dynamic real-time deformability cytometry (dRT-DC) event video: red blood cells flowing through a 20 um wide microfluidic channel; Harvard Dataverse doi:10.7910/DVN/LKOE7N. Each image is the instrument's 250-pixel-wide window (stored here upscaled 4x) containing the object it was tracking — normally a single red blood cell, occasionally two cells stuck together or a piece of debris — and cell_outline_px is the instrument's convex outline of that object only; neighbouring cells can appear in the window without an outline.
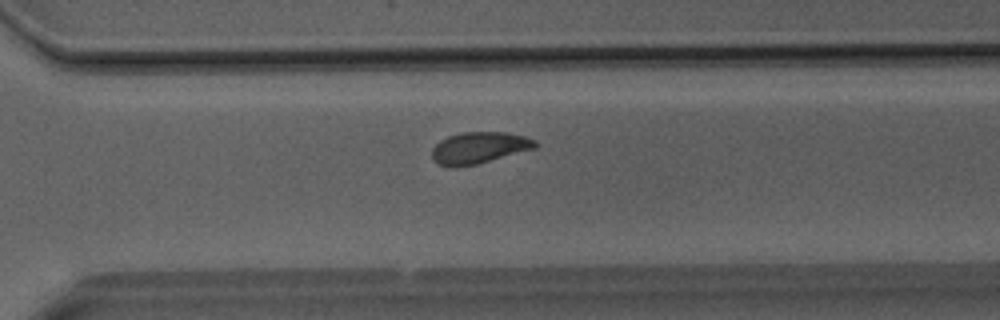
{"species": "Egyptian fruit bat (a non-hibernating species)", "species_latin": "Rousettus aegyptiacus", "temperature_condition": "room temperature", "stored_images_in_passage": 27, "camera_frame_rate_fps": 3000, "um_per_image_px": 0.085, "animal": {"sex": "male"}, "frame": {"image": 1, "passage_image": 20, "time_ms": 6.333, "image_size_px": [1000, 320], "cell_outline_px": [[540, 144], [536, 148], [476, 164], [456, 168], [448, 168], [436, 164], [432, 160], [432, 148], [440, 140], [448, 136], [460, 132], [508, 132], [524, 136], [536, 140]], "centroid_in_image_um": [40.69, 12.57], "position_along_channel_um": 329.9, "area_um2": 19.36}}
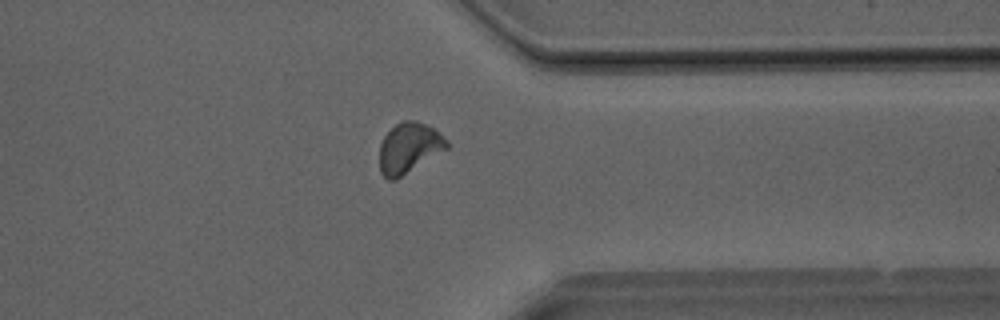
{"frame": {"image": 2, "passage_image": 23, "time_ms": 7.333, "image_size_px": [1000, 320], "cell_outline_px": [[448, 148], [400, 176], [392, 180], [388, 180], [380, 172], [380, 144], [384, 136], [396, 124], [404, 120], [416, 120], [440, 132], [448, 140]], "centroid_in_image_um": [34.77, 12.55], "position_along_channel_um": 376.6, "area_um2": 19.36}}